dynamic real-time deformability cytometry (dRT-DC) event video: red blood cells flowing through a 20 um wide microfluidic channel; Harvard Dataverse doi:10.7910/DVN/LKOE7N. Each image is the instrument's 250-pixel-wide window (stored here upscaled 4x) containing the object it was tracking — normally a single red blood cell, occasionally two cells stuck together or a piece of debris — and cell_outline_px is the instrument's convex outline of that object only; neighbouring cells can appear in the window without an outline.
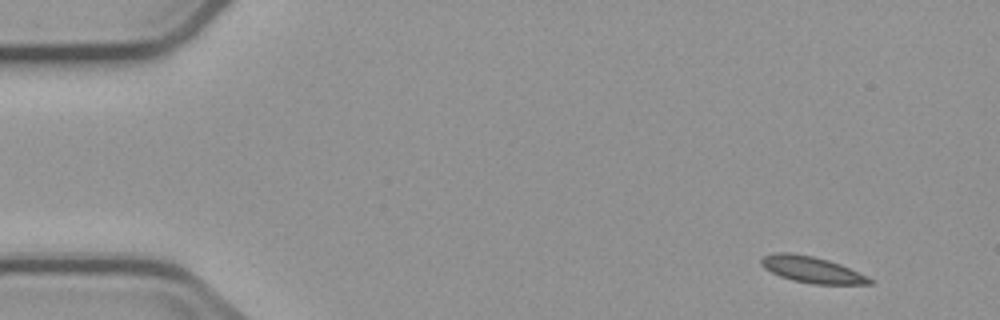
{"species": "common noctule bat (a hibernating species)", "species_latin": "Nyctalus noctula", "temperature_condition": "cold", "stored_images_in_passage": 5, "camera_frame_rate_fps": 3000, "um_per_image_px": 0.085, "animal": {"sex": "male", "body_mass_g": 23.1, "forearm_length_mm": 52.7}, "frame": {"image": 1, "passage_image": 1, "time_ms": 0.0, "image_size_px": [1000, 320], "cell_outline_px": [[872, 284], [812, 284], [792, 280], [780, 276], [764, 268], [760, 264], [760, 260], [764, 256], [776, 252], [788, 252], [812, 256], [828, 260], [840, 264], [868, 276], [872, 280]], "centroid_in_image_um": [69.0, 22.92], "position_along_channel_um": 16.0, "area_um2": 16.53}}
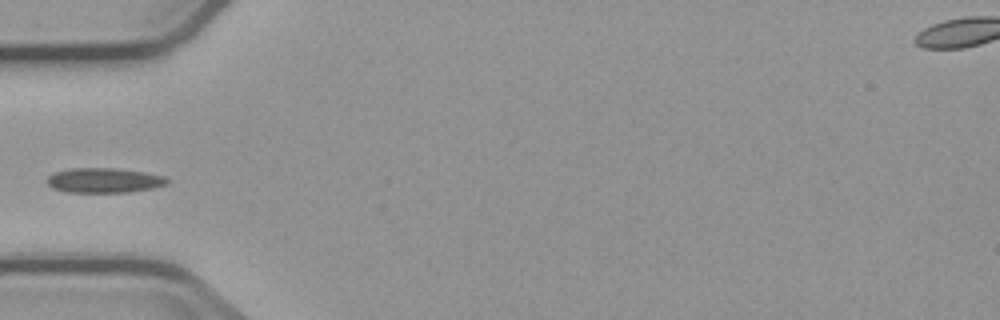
{"frame": {"image": 2, "passage_image": 4, "time_ms": 4.667, "image_size_px": [1000, 320], "cell_outline_px": [[168, 184], [152, 188], [128, 192], [68, 192], [52, 188], [44, 180], [52, 172], [68, 168], [112, 168], [144, 172], [164, 176], [168, 180]], "centroid_in_image_um": [8.78, 15.32], "position_along_channel_um": 76.2, "area_um2": 17.46}}
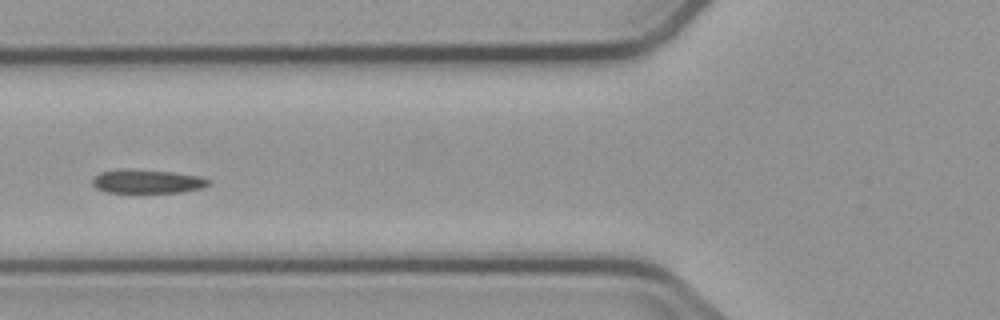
{"frame": {"image": 3, "passage_image": 5, "time_ms": 5.667, "image_size_px": [1000, 320], "cell_outline_px": [[212, 180], [208, 184], [200, 188], [184, 192], [108, 192], [96, 188], [92, 184], [92, 176], [100, 172], [172, 172], [200, 176]], "centroid_in_image_um": [12.56, 15.47], "position_along_channel_um": 113.2, "area_um2": 15.09}}